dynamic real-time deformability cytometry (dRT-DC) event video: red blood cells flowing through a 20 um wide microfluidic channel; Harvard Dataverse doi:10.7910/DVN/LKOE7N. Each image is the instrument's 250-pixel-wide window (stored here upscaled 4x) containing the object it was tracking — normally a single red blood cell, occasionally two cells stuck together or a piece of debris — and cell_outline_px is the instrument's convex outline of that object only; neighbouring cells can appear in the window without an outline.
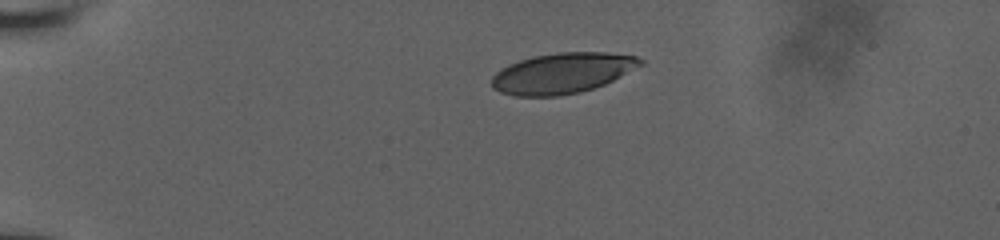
{"species": "human", "species_latin": "Homo sapiens", "temperature_condition": "room temperature", "stored_images_in_passage": 56, "camera_frame_rate_fps": 3000, "um_per_image_px": 0.085, "donor": {"sex": "male"}, "frame": {"image": 1, "passage_image": 1, "time_ms": 0.0, "image_size_px": [1000, 240], "cell_outline_px": [[644, 64], [604, 84], [580, 92], [556, 96], [512, 96], [500, 92], [492, 88], [492, 76], [496, 72], [508, 64], [532, 56], [556, 52], [608, 52], [636, 56], [644, 60]], "centroid_in_image_um": [47.78, 6.21], "position_along_channel_um": 37.2, "area_um2": 35.2}}
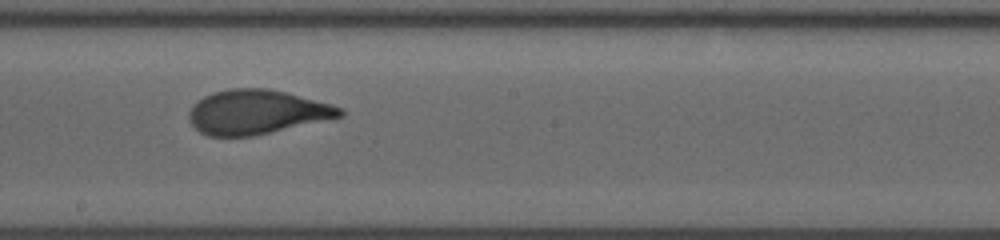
{"frame": {"image": 2, "passage_image": 31, "time_ms": 6.667, "image_size_px": [1000, 240], "cell_outline_px": [[344, 116], [252, 136], [208, 136], [200, 132], [188, 120], [188, 112], [192, 104], [196, 100], [212, 92], [228, 88], [268, 88], [332, 104], [344, 108]], "centroid_in_image_um": [21.79, 9.51], "position_along_channel_um": 226.4, "area_um2": 39.07}}
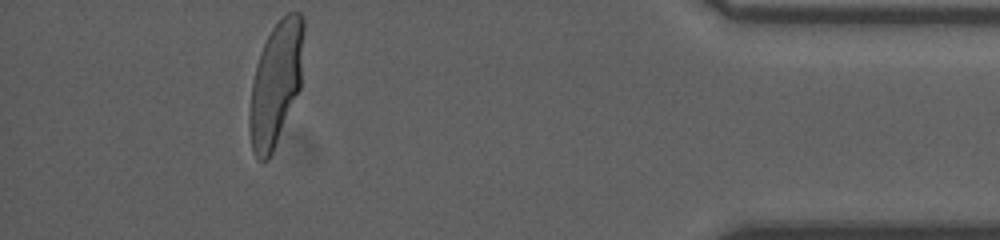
{"frame": {"image": 3, "passage_image": 56, "time_ms": 12.667, "image_size_px": [1000, 240], "cell_outline_px": [[304, 28], [300, 88], [272, 152], [268, 160], [256, 160], [252, 152], [248, 128], [248, 116], [252, 84], [256, 64], [260, 52], [272, 28], [288, 12], [300, 12], [304, 16]], "centroid_in_image_um": [23.42, 7.12], "position_along_channel_um": 411.8, "area_um2": 38.96}, "authors_computed_cell_mechanics": {"area_um2": 39.304, "velocity_mm_per_s": 3.8568, "shape_relaxation_time_tau1_ms": 4.9134, "shape_relaxation_time_tau2_ms": null, "deformation_change_tau1": 0.2196, "deformation_change_tau2": null}}